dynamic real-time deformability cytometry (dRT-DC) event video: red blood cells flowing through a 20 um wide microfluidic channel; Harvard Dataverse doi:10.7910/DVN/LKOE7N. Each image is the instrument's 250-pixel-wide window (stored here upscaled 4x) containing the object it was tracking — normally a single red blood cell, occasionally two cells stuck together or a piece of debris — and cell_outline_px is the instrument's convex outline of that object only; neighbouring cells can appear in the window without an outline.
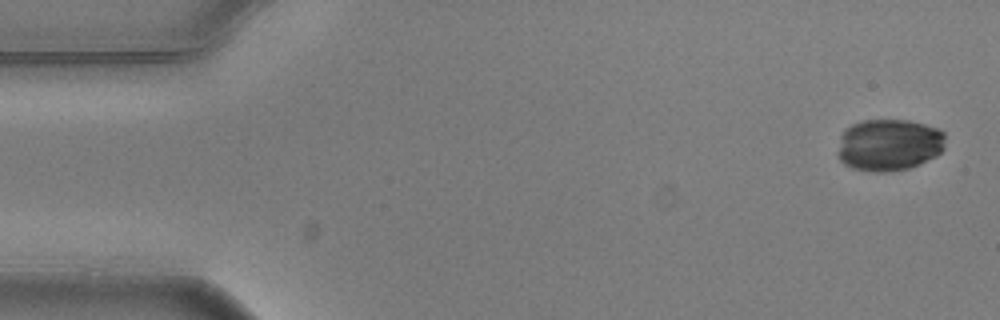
{"species": "common noctule bat (a hibernating species)", "species_latin": "Nyctalus noctula", "temperature_condition": "warm", "stored_images_in_passage": 5, "camera_frame_rate_fps": 3000, "um_per_image_px": 0.085, "animal": {"sex": "male", "body_mass_g": 20.5, "forearm_length_mm": 52.5}, "frame": {"image": 1, "passage_image": 1, "time_ms": 0.0, "image_size_px": [1000, 320], "cell_outline_px": [[944, 148], [936, 156], [920, 164], [908, 168], [888, 172], [872, 172], [852, 168], [844, 164], [836, 156], [836, 152], [840, 136], [844, 128], [852, 124], [864, 120], [908, 120], [924, 124], [936, 128], [944, 132]], "centroid_in_image_um": [75.51, 12.32], "position_along_channel_um": 9.5, "area_um2": 33.0}}